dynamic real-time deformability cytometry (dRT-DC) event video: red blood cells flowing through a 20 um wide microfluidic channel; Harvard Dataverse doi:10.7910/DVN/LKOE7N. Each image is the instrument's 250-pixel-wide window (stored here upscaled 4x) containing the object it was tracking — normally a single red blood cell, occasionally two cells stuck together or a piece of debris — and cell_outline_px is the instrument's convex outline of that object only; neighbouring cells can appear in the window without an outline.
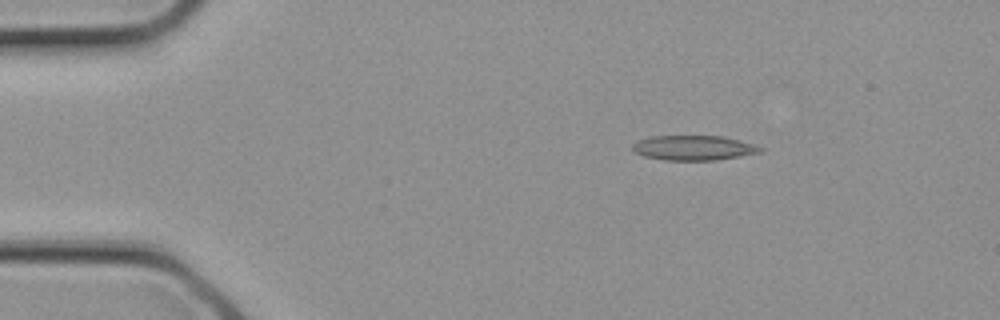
{"species": "common noctule bat (a hibernating species)", "species_latin": "Nyctalus noctula", "temperature_condition": "cold", "stored_images_in_passage": 24, "camera_frame_rate_fps": 3000, "um_per_image_px": 0.085, "animal": {"sex": "female", "body_mass_g": 21.9}, "frame": {"image": 1, "passage_image": 1, "time_ms": 0.0, "image_size_px": [1000, 320], "cell_outline_px": [[764, 152], [716, 160], [664, 160], [644, 156], [636, 152], [632, 148], [632, 144], [636, 140], [652, 136], [720, 136], [752, 144], [764, 148]], "centroid_in_image_um": [58.94, 12.57], "position_along_channel_um": 26.1, "area_um2": 18.38}}
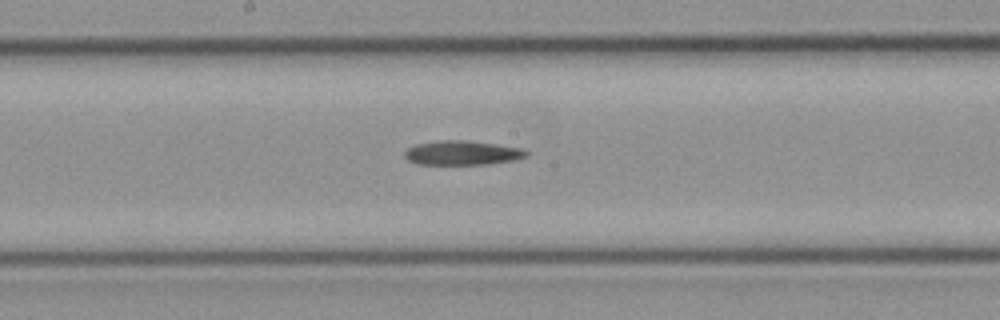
{"frame": {"image": 2, "passage_image": 11, "time_ms": 3.333, "image_size_px": [1000, 320], "cell_outline_px": [[532, 152], [528, 156], [516, 160], [488, 164], [416, 164], [408, 160], [404, 156], [404, 152], [408, 148], [416, 144], [436, 140], [468, 140], [524, 148]], "centroid_in_image_um": [39.35, 12.99], "position_along_channel_um": 208.9, "area_um2": 17.57}}
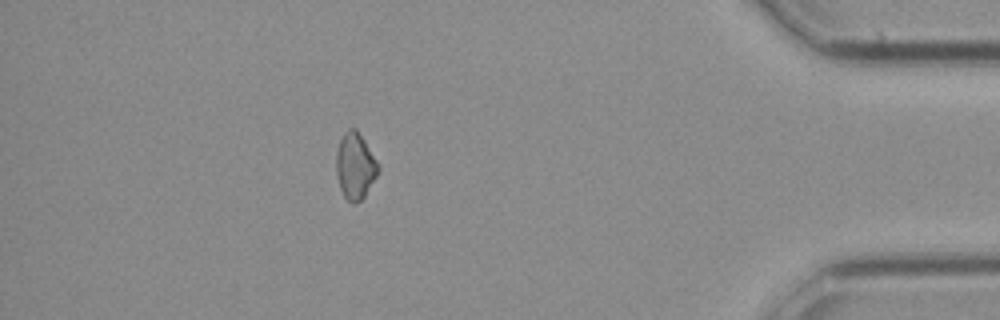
{"frame": {"image": 3, "passage_image": 21, "time_ms": 6.667, "image_size_px": [1000, 320], "cell_outline_px": [[380, 168], [376, 176], [364, 196], [356, 204], [352, 204], [344, 196], [340, 188], [336, 176], [336, 152], [340, 140], [344, 132], [348, 128], [356, 128], [380, 164]], "centroid_in_image_um": [30.18, 14.1], "position_along_channel_um": 405.0, "area_um2": 16.3}}